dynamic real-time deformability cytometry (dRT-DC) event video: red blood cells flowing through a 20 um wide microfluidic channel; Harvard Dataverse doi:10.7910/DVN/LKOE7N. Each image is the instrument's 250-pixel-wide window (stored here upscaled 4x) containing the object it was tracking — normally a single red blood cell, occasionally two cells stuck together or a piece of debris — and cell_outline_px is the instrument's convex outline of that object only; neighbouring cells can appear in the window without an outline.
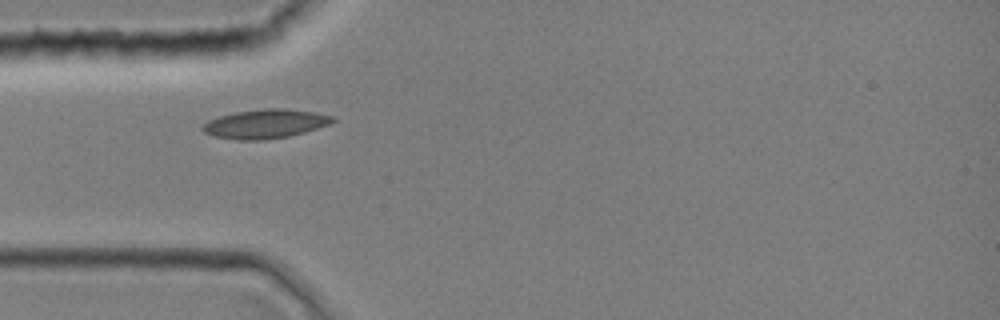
{"species": "common noctule bat (a hibernating species)", "species_latin": "Nyctalus noctula", "temperature_condition": "room temperature", "stored_images_in_passage": 1, "camera_frame_rate_fps": 3000, "um_per_image_px": 0.085, "animal": {"sex": "female", "body_mass_g": 19.0, "forearm_length_mm": 51.5}, "frame": {"image": 1, "passage_image": 1, "time_ms": 0.0, "image_size_px": [1000, 320], "cell_outline_px": [[336, 120], [332, 124], [304, 132], [288, 136], [264, 140], [240, 140], [216, 136], [204, 132], [200, 128], [208, 120], [220, 116], [236, 112], [264, 108], [284, 108], [316, 112], [336, 116]], "centroid_in_image_um": [22.61, 10.51], "position_along_channel_um": 62.4, "area_um2": 22.08}}